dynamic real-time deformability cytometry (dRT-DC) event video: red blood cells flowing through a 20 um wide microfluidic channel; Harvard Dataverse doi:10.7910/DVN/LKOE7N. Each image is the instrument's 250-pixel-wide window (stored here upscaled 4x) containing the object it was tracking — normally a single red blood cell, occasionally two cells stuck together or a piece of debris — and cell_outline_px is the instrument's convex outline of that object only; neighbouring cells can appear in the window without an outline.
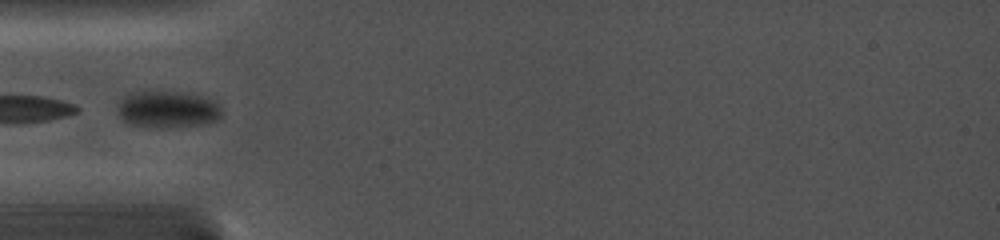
{"species": "common noctule bat (a hibernating species)", "species_latin": "Nyctalus noctula", "temperature_condition": "cold", "stored_images_in_passage": 11, "camera_frame_rate_fps": 5000, "um_per_image_px": 0.085, "animal": {"sex": "female", "body_mass_g": 19.0, "forearm_length_mm": 56.7}, "frame": {"image": 1, "passage_image": 1, "time_ms": 0.0, "image_size_px": [1000, 240], "cell_outline_px": [[224, 116], [208, 124], [168, 128], [160, 128], [132, 124], [124, 120], [116, 112], [116, 104], [124, 96], [132, 92], [152, 88], [180, 92], [200, 96], [212, 100], [220, 104]], "centroid_in_image_um": [14.24, 9.27], "position_along_channel_um": 70.8, "area_um2": 23.35}}
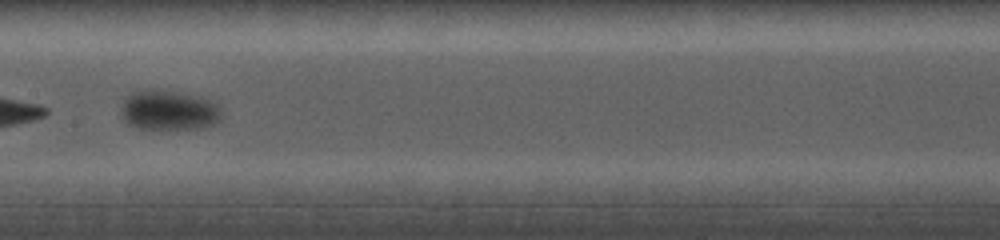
{"frame": {"image": 2, "passage_image": 4, "time_ms": 3.2, "image_size_px": [1000, 240], "cell_outline_px": [[220, 116], [212, 124], [200, 128], [160, 132], [140, 128], [128, 124], [120, 116], [120, 112], [124, 100], [128, 92], [148, 88], [180, 92], [208, 100], [216, 104], [220, 112]], "centroid_in_image_um": [14.23, 9.4], "position_along_channel_um": 193.2, "area_um2": 23.99}}
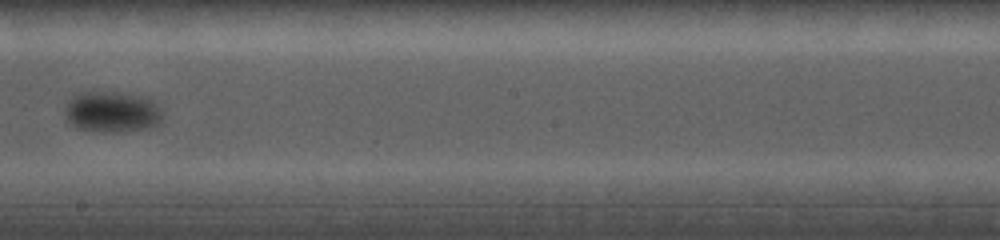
{"frame": {"image": 3, "passage_image": 5, "time_ms": 4.4, "image_size_px": [1000, 240], "cell_outline_px": [[160, 124], [148, 128], [120, 132], [100, 132], [76, 128], [68, 120], [64, 112], [68, 100], [80, 92], [92, 88], [148, 96], [160, 108]], "centroid_in_image_um": [9.49, 9.46], "position_along_channel_um": 238.7, "area_um2": 24.1}}